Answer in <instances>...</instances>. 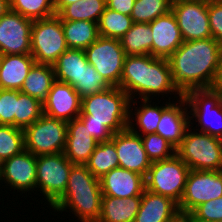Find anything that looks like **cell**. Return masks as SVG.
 I'll use <instances>...</instances> for the list:
<instances>
[{"label": "cell", "mask_w": 222, "mask_h": 222, "mask_svg": "<svg viewBox=\"0 0 222 222\" xmlns=\"http://www.w3.org/2000/svg\"><path fill=\"white\" fill-rule=\"evenodd\" d=\"M221 52L222 45L212 37L183 41L168 58L173 81L183 95L193 89L213 87Z\"/></svg>", "instance_id": "1"}, {"label": "cell", "mask_w": 222, "mask_h": 222, "mask_svg": "<svg viewBox=\"0 0 222 222\" xmlns=\"http://www.w3.org/2000/svg\"><path fill=\"white\" fill-rule=\"evenodd\" d=\"M120 88L128 94L130 101L138 94L136 99L149 100H153L152 95L159 98V94L164 97L175 93L179 99L184 96L173 81L168 59L152 55L125 56Z\"/></svg>", "instance_id": "2"}, {"label": "cell", "mask_w": 222, "mask_h": 222, "mask_svg": "<svg viewBox=\"0 0 222 222\" xmlns=\"http://www.w3.org/2000/svg\"><path fill=\"white\" fill-rule=\"evenodd\" d=\"M101 200L100 180L86 165L74 164L65 192L50 207L59 213L70 209L80 222H98Z\"/></svg>", "instance_id": "3"}, {"label": "cell", "mask_w": 222, "mask_h": 222, "mask_svg": "<svg viewBox=\"0 0 222 222\" xmlns=\"http://www.w3.org/2000/svg\"><path fill=\"white\" fill-rule=\"evenodd\" d=\"M129 103L128 94L120 87H110L81 99L78 118L81 121L102 122L117 133L128 127Z\"/></svg>", "instance_id": "4"}, {"label": "cell", "mask_w": 222, "mask_h": 222, "mask_svg": "<svg viewBox=\"0 0 222 222\" xmlns=\"http://www.w3.org/2000/svg\"><path fill=\"white\" fill-rule=\"evenodd\" d=\"M191 127L186 130L176 154L190 170L222 171V139Z\"/></svg>", "instance_id": "5"}, {"label": "cell", "mask_w": 222, "mask_h": 222, "mask_svg": "<svg viewBox=\"0 0 222 222\" xmlns=\"http://www.w3.org/2000/svg\"><path fill=\"white\" fill-rule=\"evenodd\" d=\"M190 168L177 155L152 162L145 177V189L180 203Z\"/></svg>", "instance_id": "6"}, {"label": "cell", "mask_w": 222, "mask_h": 222, "mask_svg": "<svg viewBox=\"0 0 222 222\" xmlns=\"http://www.w3.org/2000/svg\"><path fill=\"white\" fill-rule=\"evenodd\" d=\"M67 49L62 20L57 15L33 21L30 54L36 63L53 65Z\"/></svg>", "instance_id": "7"}, {"label": "cell", "mask_w": 222, "mask_h": 222, "mask_svg": "<svg viewBox=\"0 0 222 222\" xmlns=\"http://www.w3.org/2000/svg\"><path fill=\"white\" fill-rule=\"evenodd\" d=\"M25 150L35 156L64 152L67 122L43 114L24 130Z\"/></svg>", "instance_id": "8"}, {"label": "cell", "mask_w": 222, "mask_h": 222, "mask_svg": "<svg viewBox=\"0 0 222 222\" xmlns=\"http://www.w3.org/2000/svg\"><path fill=\"white\" fill-rule=\"evenodd\" d=\"M184 97L190 120L195 119L196 127L201 128L196 130L222 139V94L213 88L193 89Z\"/></svg>", "instance_id": "9"}, {"label": "cell", "mask_w": 222, "mask_h": 222, "mask_svg": "<svg viewBox=\"0 0 222 222\" xmlns=\"http://www.w3.org/2000/svg\"><path fill=\"white\" fill-rule=\"evenodd\" d=\"M72 164L64 155L57 154L39 155L36 160V188L52 205L67 187Z\"/></svg>", "instance_id": "10"}, {"label": "cell", "mask_w": 222, "mask_h": 222, "mask_svg": "<svg viewBox=\"0 0 222 222\" xmlns=\"http://www.w3.org/2000/svg\"><path fill=\"white\" fill-rule=\"evenodd\" d=\"M84 52L88 63L111 87H120L126 55L119 39L99 36Z\"/></svg>", "instance_id": "11"}, {"label": "cell", "mask_w": 222, "mask_h": 222, "mask_svg": "<svg viewBox=\"0 0 222 222\" xmlns=\"http://www.w3.org/2000/svg\"><path fill=\"white\" fill-rule=\"evenodd\" d=\"M222 196V171L190 170L183 197L178 204L181 216H188L200 204Z\"/></svg>", "instance_id": "12"}, {"label": "cell", "mask_w": 222, "mask_h": 222, "mask_svg": "<svg viewBox=\"0 0 222 222\" xmlns=\"http://www.w3.org/2000/svg\"><path fill=\"white\" fill-rule=\"evenodd\" d=\"M171 10L175 14L184 41L212 37L208 1L172 0Z\"/></svg>", "instance_id": "13"}, {"label": "cell", "mask_w": 222, "mask_h": 222, "mask_svg": "<svg viewBox=\"0 0 222 222\" xmlns=\"http://www.w3.org/2000/svg\"><path fill=\"white\" fill-rule=\"evenodd\" d=\"M33 21L8 10L0 18V55L30 54Z\"/></svg>", "instance_id": "14"}, {"label": "cell", "mask_w": 222, "mask_h": 222, "mask_svg": "<svg viewBox=\"0 0 222 222\" xmlns=\"http://www.w3.org/2000/svg\"><path fill=\"white\" fill-rule=\"evenodd\" d=\"M37 156L27 150L0 163V183L14 188L17 192L36 191Z\"/></svg>", "instance_id": "15"}, {"label": "cell", "mask_w": 222, "mask_h": 222, "mask_svg": "<svg viewBox=\"0 0 222 222\" xmlns=\"http://www.w3.org/2000/svg\"><path fill=\"white\" fill-rule=\"evenodd\" d=\"M111 141L115 144L119 167L146 177L152 162L147 157L141 136L127 127L114 133Z\"/></svg>", "instance_id": "16"}, {"label": "cell", "mask_w": 222, "mask_h": 222, "mask_svg": "<svg viewBox=\"0 0 222 222\" xmlns=\"http://www.w3.org/2000/svg\"><path fill=\"white\" fill-rule=\"evenodd\" d=\"M80 113L79 93L70 84L55 80L43 103V114L68 122L78 118Z\"/></svg>", "instance_id": "17"}, {"label": "cell", "mask_w": 222, "mask_h": 222, "mask_svg": "<svg viewBox=\"0 0 222 222\" xmlns=\"http://www.w3.org/2000/svg\"><path fill=\"white\" fill-rule=\"evenodd\" d=\"M149 25L153 36L152 56L168 59L184 41L175 14L171 10Z\"/></svg>", "instance_id": "18"}, {"label": "cell", "mask_w": 222, "mask_h": 222, "mask_svg": "<svg viewBox=\"0 0 222 222\" xmlns=\"http://www.w3.org/2000/svg\"><path fill=\"white\" fill-rule=\"evenodd\" d=\"M177 101H172L162 111L156 129V133L169 141L175 148L181 144L186 130L193 124L188 115L189 108L185 97L178 98Z\"/></svg>", "instance_id": "19"}, {"label": "cell", "mask_w": 222, "mask_h": 222, "mask_svg": "<svg viewBox=\"0 0 222 222\" xmlns=\"http://www.w3.org/2000/svg\"><path fill=\"white\" fill-rule=\"evenodd\" d=\"M99 180L102 195L117 198L142 196L145 189L143 175L120 167L112 169Z\"/></svg>", "instance_id": "20"}, {"label": "cell", "mask_w": 222, "mask_h": 222, "mask_svg": "<svg viewBox=\"0 0 222 222\" xmlns=\"http://www.w3.org/2000/svg\"><path fill=\"white\" fill-rule=\"evenodd\" d=\"M180 218L176 202L144 189L134 222H176Z\"/></svg>", "instance_id": "21"}, {"label": "cell", "mask_w": 222, "mask_h": 222, "mask_svg": "<svg viewBox=\"0 0 222 222\" xmlns=\"http://www.w3.org/2000/svg\"><path fill=\"white\" fill-rule=\"evenodd\" d=\"M98 144L79 118L67 122L64 155L72 164L85 165Z\"/></svg>", "instance_id": "22"}, {"label": "cell", "mask_w": 222, "mask_h": 222, "mask_svg": "<svg viewBox=\"0 0 222 222\" xmlns=\"http://www.w3.org/2000/svg\"><path fill=\"white\" fill-rule=\"evenodd\" d=\"M35 63L31 54L0 55V89L20 91Z\"/></svg>", "instance_id": "23"}, {"label": "cell", "mask_w": 222, "mask_h": 222, "mask_svg": "<svg viewBox=\"0 0 222 222\" xmlns=\"http://www.w3.org/2000/svg\"><path fill=\"white\" fill-rule=\"evenodd\" d=\"M171 97L168 98L169 102H165L164 106H157V104H152V100L150 99H142V103L140 107H132L135 106L134 103L137 104L136 99L130 101L129 103V119H128V128L139 135H147L151 133H156V129L158 126V122L160 121L162 111L171 103ZM133 103V104H132ZM152 104V105H151ZM134 108V112L133 109ZM134 116V117H133ZM133 117V119H132ZM134 121L136 122L134 124ZM137 125V126H136ZM136 126V127H135ZM139 128V129H138ZM138 129V130H137ZM141 130V133H140ZM139 131V132H138Z\"/></svg>", "instance_id": "24"}, {"label": "cell", "mask_w": 222, "mask_h": 222, "mask_svg": "<svg viewBox=\"0 0 222 222\" xmlns=\"http://www.w3.org/2000/svg\"><path fill=\"white\" fill-rule=\"evenodd\" d=\"M140 202L141 196L117 198L102 195L98 222H134Z\"/></svg>", "instance_id": "25"}, {"label": "cell", "mask_w": 222, "mask_h": 222, "mask_svg": "<svg viewBox=\"0 0 222 222\" xmlns=\"http://www.w3.org/2000/svg\"><path fill=\"white\" fill-rule=\"evenodd\" d=\"M88 65L84 50L68 48L53 64L55 80L75 87L81 81L83 68Z\"/></svg>", "instance_id": "26"}, {"label": "cell", "mask_w": 222, "mask_h": 222, "mask_svg": "<svg viewBox=\"0 0 222 222\" xmlns=\"http://www.w3.org/2000/svg\"><path fill=\"white\" fill-rule=\"evenodd\" d=\"M55 81L53 65L35 63L20 89V92L44 103Z\"/></svg>", "instance_id": "27"}, {"label": "cell", "mask_w": 222, "mask_h": 222, "mask_svg": "<svg viewBox=\"0 0 222 222\" xmlns=\"http://www.w3.org/2000/svg\"><path fill=\"white\" fill-rule=\"evenodd\" d=\"M68 48L85 50L99 37L96 22L77 20L62 21Z\"/></svg>", "instance_id": "28"}, {"label": "cell", "mask_w": 222, "mask_h": 222, "mask_svg": "<svg viewBox=\"0 0 222 222\" xmlns=\"http://www.w3.org/2000/svg\"><path fill=\"white\" fill-rule=\"evenodd\" d=\"M152 31L149 23H133L120 39L126 56L152 55Z\"/></svg>", "instance_id": "29"}, {"label": "cell", "mask_w": 222, "mask_h": 222, "mask_svg": "<svg viewBox=\"0 0 222 222\" xmlns=\"http://www.w3.org/2000/svg\"><path fill=\"white\" fill-rule=\"evenodd\" d=\"M106 8V0H79L66 5L57 16L62 21L85 20L98 23Z\"/></svg>", "instance_id": "30"}, {"label": "cell", "mask_w": 222, "mask_h": 222, "mask_svg": "<svg viewBox=\"0 0 222 222\" xmlns=\"http://www.w3.org/2000/svg\"><path fill=\"white\" fill-rule=\"evenodd\" d=\"M85 165L97 179L102 178L112 169L118 168L115 144L111 140L100 142Z\"/></svg>", "instance_id": "31"}, {"label": "cell", "mask_w": 222, "mask_h": 222, "mask_svg": "<svg viewBox=\"0 0 222 222\" xmlns=\"http://www.w3.org/2000/svg\"><path fill=\"white\" fill-rule=\"evenodd\" d=\"M133 23L131 16L106 7L97 23L98 34L101 37L120 40Z\"/></svg>", "instance_id": "32"}, {"label": "cell", "mask_w": 222, "mask_h": 222, "mask_svg": "<svg viewBox=\"0 0 222 222\" xmlns=\"http://www.w3.org/2000/svg\"><path fill=\"white\" fill-rule=\"evenodd\" d=\"M9 7L32 21L56 15L53 0H9Z\"/></svg>", "instance_id": "33"}, {"label": "cell", "mask_w": 222, "mask_h": 222, "mask_svg": "<svg viewBox=\"0 0 222 222\" xmlns=\"http://www.w3.org/2000/svg\"><path fill=\"white\" fill-rule=\"evenodd\" d=\"M172 0H135L131 18L135 23H151L171 11Z\"/></svg>", "instance_id": "34"}, {"label": "cell", "mask_w": 222, "mask_h": 222, "mask_svg": "<svg viewBox=\"0 0 222 222\" xmlns=\"http://www.w3.org/2000/svg\"><path fill=\"white\" fill-rule=\"evenodd\" d=\"M25 150L24 131L0 124V163Z\"/></svg>", "instance_id": "35"}, {"label": "cell", "mask_w": 222, "mask_h": 222, "mask_svg": "<svg viewBox=\"0 0 222 222\" xmlns=\"http://www.w3.org/2000/svg\"><path fill=\"white\" fill-rule=\"evenodd\" d=\"M43 115V103L18 91L17 128L25 129Z\"/></svg>", "instance_id": "36"}, {"label": "cell", "mask_w": 222, "mask_h": 222, "mask_svg": "<svg viewBox=\"0 0 222 222\" xmlns=\"http://www.w3.org/2000/svg\"><path fill=\"white\" fill-rule=\"evenodd\" d=\"M147 157L151 162L168 159L176 154V148L157 133L140 135Z\"/></svg>", "instance_id": "37"}, {"label": "cell", "mask_w": 222, "mask_h": 222, "mask_svg": "<svg viewBox=\"0 0 222 222\" xmlns=\"http://www.w3.org/2000/svg\"><path fill=\"white\" fill-rule=\"evenodd\" d=\"M111 86L100 76L92 65L84 67L81 74V81L74 89L79 93L81 99L95 93H100Z\"/></svg>", "instance_id": "38"}, {"label": "cell", "mask_w": 222, "mask_h": 222, "mask_svg": "<svg viewBox=\"0 0 222 222\" xmlns=\"http://www.w3.org/2000/svg\"><path fill=\"white\" fill-rule=\"evenodd\" d=\"M18 90L0 89V124L17 127Z\"/></svg>", "instance_id": "39"}, {"label": "cell", "mask_w": 222, "mask_h": 222, "mask_svg": "<svg viewBox=\"0 0 222 222\" xmlns=\"http://www.w3.org/2000/svg\"><path fill=\"white\" fill-rule=\"evenodd\" d=\"M188 216L195 222H222V196L200 204Z\"/></svg>", "instance_id": "40"}, {"label": "cell", "mask_w": 222, "mask_h": 222, "mask_svg": "<svg viewBox=\"0 0 222 222\" xmlns=\"http://www.w3.org/2000/svg\"><path fill=\"white\" fill-rule=\"evenodd\" d=\"M208 18L212 38L222 45V0L208 1Z\"/></svg>", "instance_id": "41"}, {"label": "cell", "mask_w": 222, "mask_h": 222, "mask_svg": "<svg viewBox=\"0 0 222 222\" xmlns=\"http://www.w3.org/2000/svg\"><path fill=\"white\" fill-rule=\"evenodd\" d=\"M86 126L91 136L100 142L110 141L113 137V132L102 122L97 121H82Z\"/></svg>", "instance_id": "42"}, {"label": "cell", "mask_w": 222, "mask_h": 222, "mask_svg": "<svg viewBox=\"0 0 222 222\" xmlns=\"http://www.w3.org/2000/svg\"><path fill=\"white\" fill-rule=\"evenodd\" d=\"M135 0H106V7L131 16Z\"/></svg>", "instance_id": "43"}, {"label": "cell", "mask_w": 222, "mask_h": 222, "mask_svg": "<svg viewBox=\"0 0 222 222\" xmlns=\"http://www.w3.org/2000/svg\"><path fill=\"white\" fill-rule=\"evenodd\" d=\"M212 88L219 91L222 94V52L220 56L218 74Z\"/></svg>", "instance_id": "44"}, {"label": "cell", "mask_w": 222, "mask_h": 222, "mask_svg": "<svg viewBox=\"0 0 222 222\" xmlns=\"http://www.w3.org/2000/svg\"><path fill=\"white\" fill-rule=\"evenodd\" d=\"M79 0H53L56 15L66 6Z\"/></svg>", "instance_id": "45"}, {"label": "cell", "mask_w": 222, "mask_h": 222, "mask_svg": "<svg viewBox=\"0 0 222 222\" xmlns=\"http://www.w3.org/2000/svg\"><path fill=\"white\" fill-rule=\"evenodd\" d=\"M10 9L9 0H0V18Z\"/></svg>", "instance_id": "46"}, {"label": "cell", "mask_w": 222, "mask_h": 222, "mask_svg": "<svg viewBox=\"0 0 222 222\" xmlns=\"http://www.w3.org/2000/svg\"><path fill=\"white\" fill-rule=\"evenodd\" d=\"M184 222H195L189 216H184Z\"/></svg>", "instance_id": "47"}, {"label": "cell", "mask_w": 222, "mask_h": 222, "mask_svg": "<svg viewBox=\"0 0 222 222\" xmlns=\"http://www.w3.org/2000/svg\"><path fill=\"white\" fill-rule=\"evenodd\" d=\"M176 222H184V216H181V218L178 219Z\"/></svg>", "instance_id": "48"}]
</instances>
